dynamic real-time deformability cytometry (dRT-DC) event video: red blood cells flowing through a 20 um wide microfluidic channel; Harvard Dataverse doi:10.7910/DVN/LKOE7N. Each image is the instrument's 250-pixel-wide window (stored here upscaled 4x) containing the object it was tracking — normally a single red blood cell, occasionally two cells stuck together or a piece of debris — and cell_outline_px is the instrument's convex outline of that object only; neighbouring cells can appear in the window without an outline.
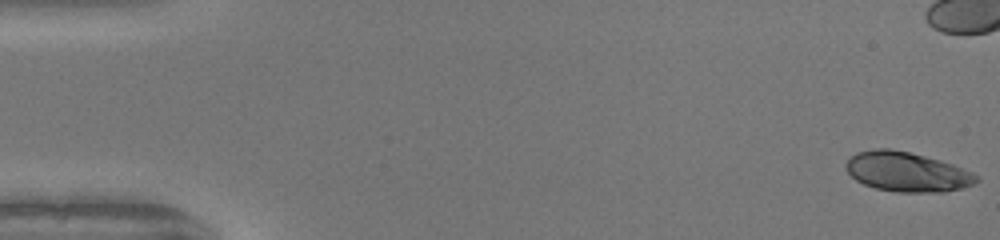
{"species": "human", "species_latin": "Homo sapiens", "temperature_condition": "warm", "stored_images_in_passage": 41, "camera_frame_rate_fps": 3000, "um_per_image_px": 0.085, "donor": {"sex": "female"}, "frame": {"image": 1, "passage_image": 1, "time_ms": 0.0, "image_size_px": [1000, 240], "cell_outline_px": [[980, 180], [964, 188], [944, 192], [896, 192], [876, 188], [864, 184], [856, 180], [848, 172], [844, 164], [856, 152], [876, 148], [888, 148], [908, 152], [940, 160], [952, 164], [972, 172], [980, 176]], "centroid_in_image_um": [77.11, 14.61], "position_along_channel_um": 7.9, "area_um2": 30.11}}
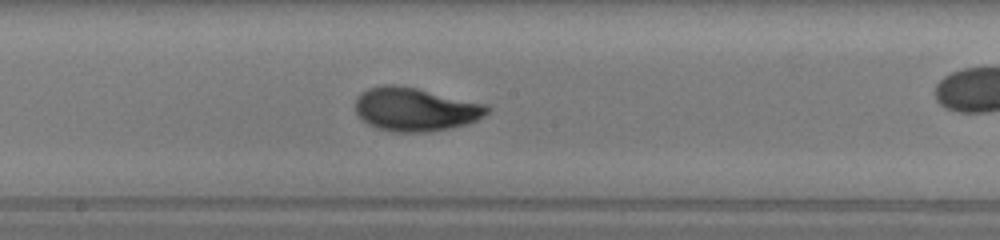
{"frame": {"image": 2, "passage_image": 27, "time_ms": 8.667, "image_size_px": [1000, 240], "cell_outline_px": [[492, 108], [484, 116], [468, 124], [428, 132], [396, 132], [376, 128], [368, 124], [356, 112], [356, 96], [360, 92], [368, 88], [380, 84], [396, 84], [416, 88], [488, 104]], "centroid_in_image_um": [35.31, 9.28], "position_along_channel_um": 212.9, "area_um2": 33.64}}
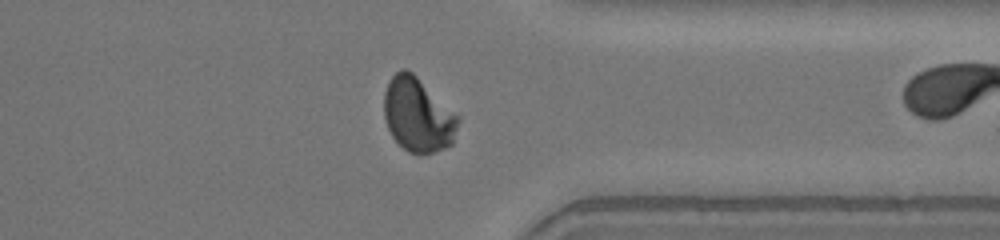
{"frame": {"image": 3, "passage_image": 39, "time_ms": 12.667, "image_size_px": [1000, 240], "cell_outline_px": [[460, 120], [452, 144], [444, 148], [420, 156], [416, 156], [408, 152], [392, 136], [388, 128], [384, 116], [384, 92], [388, 80], [400, 68], [404, 68], [412, 72], [460, 116]], "centroid_in_image_um": [35.52, 9.77], "position_along_channel_um": 375.9, "area_um2": 32.31}}